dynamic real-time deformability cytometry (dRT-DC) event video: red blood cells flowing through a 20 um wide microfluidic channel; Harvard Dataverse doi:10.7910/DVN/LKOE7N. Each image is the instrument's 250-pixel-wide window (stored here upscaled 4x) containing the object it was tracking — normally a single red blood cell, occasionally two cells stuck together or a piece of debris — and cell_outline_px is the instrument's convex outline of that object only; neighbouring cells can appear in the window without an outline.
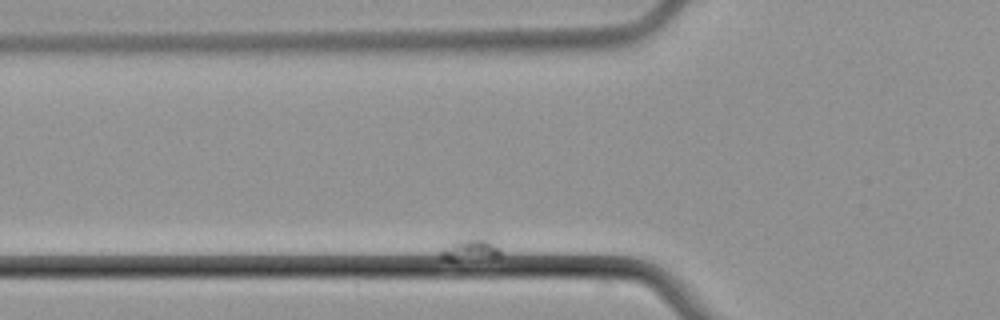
{"species": "common noctule bat (a hibernating species)", "species_latin": "Nyctalus noctula", "temperature_condition": "cold", "stored_images_in_passage": 6, "segment_of_instrument_passage": [1, 2], "camera_frame_rate_fps": 3000, "um_per_image_px": 0.085, "animal": {"sex": "male", "body_mass_g": 21.5, "forearm_length_mm": 52.0}, "frame": {"image": 1, "passage_image": 2, "time_ms": 1.333, "image_size_px": [1000, 320], "cell_outline_px": [[504, 256], [500, 260], [440, 260], [436, 256], [436, 252], [456, 236], [484, 232], [492, 236], [496, 240]], "centroid_in_image_um": [40.05, 21.11], "position_along_channel_um": 85.7, "area_um2": 10.29}}